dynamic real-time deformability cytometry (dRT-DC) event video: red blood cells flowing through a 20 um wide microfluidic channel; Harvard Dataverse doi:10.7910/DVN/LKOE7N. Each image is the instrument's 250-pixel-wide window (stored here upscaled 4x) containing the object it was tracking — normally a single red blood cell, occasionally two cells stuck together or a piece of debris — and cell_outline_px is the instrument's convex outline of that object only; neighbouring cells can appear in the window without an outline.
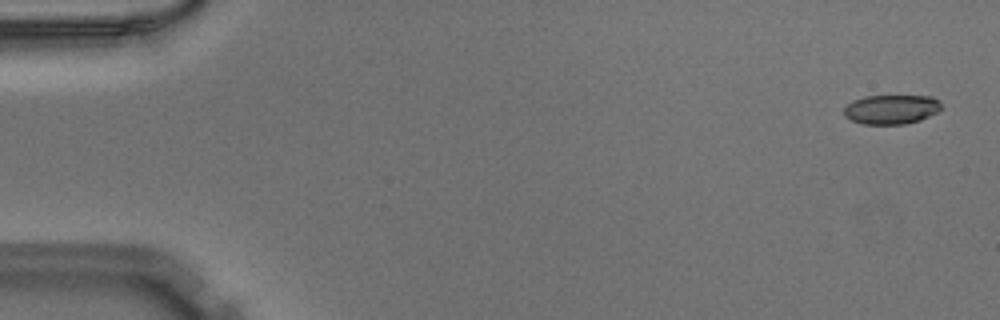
{"species": "Egyptian fruit bat (a non-hibernating species)", "species_latin": "Rousettus aegyptiacus", "temperature_condition": "warm", "stored_images_in_passage": 51, "camera_frame_rate_fps": 3000, "um_per_image_px": 0.085, "animal": {"sex": "male"}, "frame": {"image": 1, "passage_image": 2, "time_ms": 0.333, "image_size_px": [1000, 320], "cell_outline_px": [[940, 108], [936, 112], [920, 120], [904, 124], [864, 124], [852, 120], [844, 116], [844, 108], [852, 100], [864, 96], [932, 96], [940, 104]], "centroid_in_image_um": [75.72, 9.29], "position_along_channel_um": 9.3, "area_um2": 16.47}}
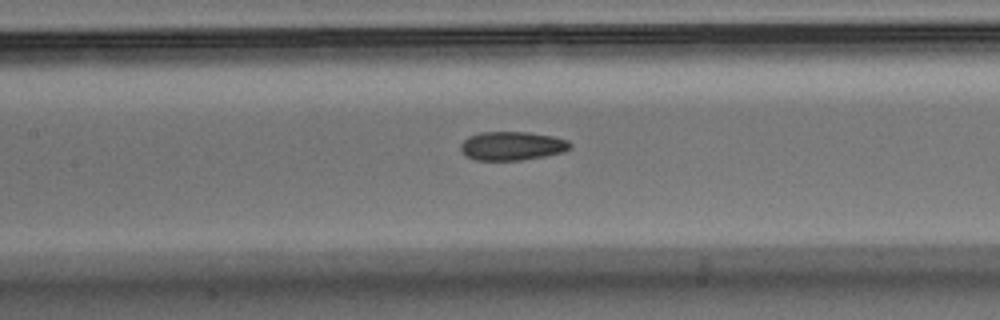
{"frame": {"image": 2, "passage_image": 24, "time_ms": 7.667, "image_size_px": [1000, 320], "cell_outline_px": [[572, 148], [564, 152], [544, 156], [520, 160], [476, 160], [464, 156], [460, 152], [460, 144], [468, 136], [480, 132], [528, 132], [552, 136], [568, 140], [572, 144]], "centroid_in_image_um": [43.5, 12.4], "position_along_channel_um": 163.9, "area_um2": 18.55}}
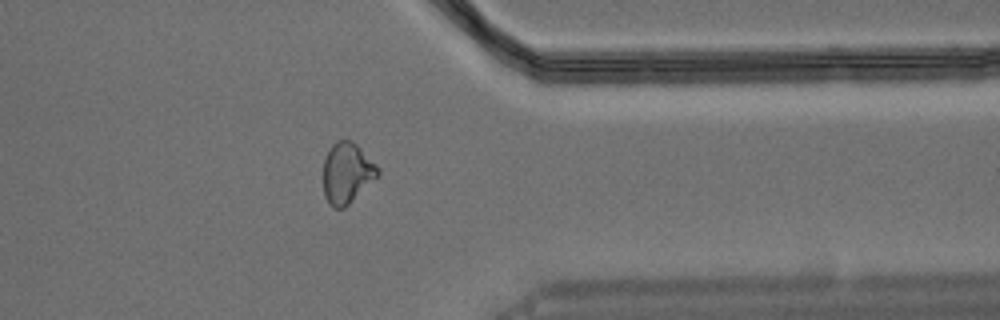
{"frame": {"image": 3, "passage_image": 41, "time_ms": 13.333, "image_size_px": [1000, 320], "cell_outline_px": [[380, 176], [344, 208], [332, 208], [328, 204], [324, 196], [324, 160], [332, 144], [336, 140], [352, 140], [380, 168]], "centroid_in_image_um": [29.51, 14.72], "position_along_channel_um": 381.9, "area_um2": 19.48}}